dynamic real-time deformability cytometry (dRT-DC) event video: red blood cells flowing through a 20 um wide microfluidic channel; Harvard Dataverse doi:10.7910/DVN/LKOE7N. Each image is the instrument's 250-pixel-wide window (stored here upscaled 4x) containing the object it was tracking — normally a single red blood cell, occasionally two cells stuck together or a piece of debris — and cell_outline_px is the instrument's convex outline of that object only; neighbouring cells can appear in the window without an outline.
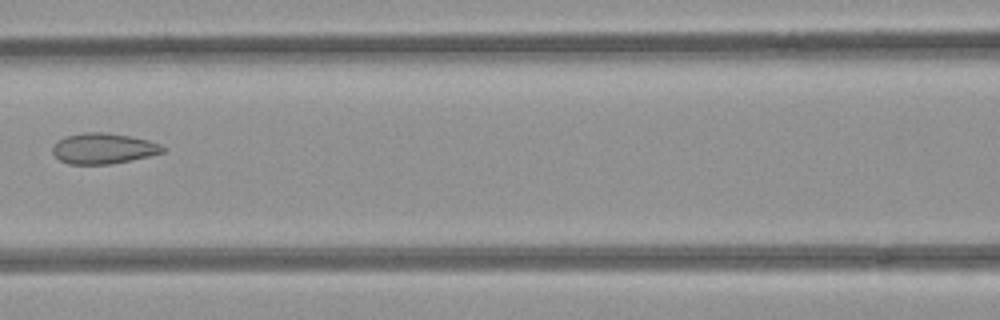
{"species": "common noctule bat (a hibernating species)", "species_latin": "Nyctalus noctula", "temperature_condition": "room temperature", "stored_images_in_passage": 7, "camera_frame_rate_fps": 3000, "um_per_image_px": 0.085, "animal": {"sex": "female", "body_mass_g": 21.9}, "frame": {"image": 1, "passage_image": 7, "time_ms": 2.0, "image_size_px": [1000, 320], "cell_outline_px": [[164, 152], [148, 156], [112, 164], [68, 164], [60, 160], [52, 152], [52, 148], [60, 140], [68, 136], [84, 132], [108, 132], [148, 140], [160, 144], [164, 148]], "centroid_in_image_um": [8.79, 12.62], "position_along_channel_um": 157.8, "area_um2": 19.42}}